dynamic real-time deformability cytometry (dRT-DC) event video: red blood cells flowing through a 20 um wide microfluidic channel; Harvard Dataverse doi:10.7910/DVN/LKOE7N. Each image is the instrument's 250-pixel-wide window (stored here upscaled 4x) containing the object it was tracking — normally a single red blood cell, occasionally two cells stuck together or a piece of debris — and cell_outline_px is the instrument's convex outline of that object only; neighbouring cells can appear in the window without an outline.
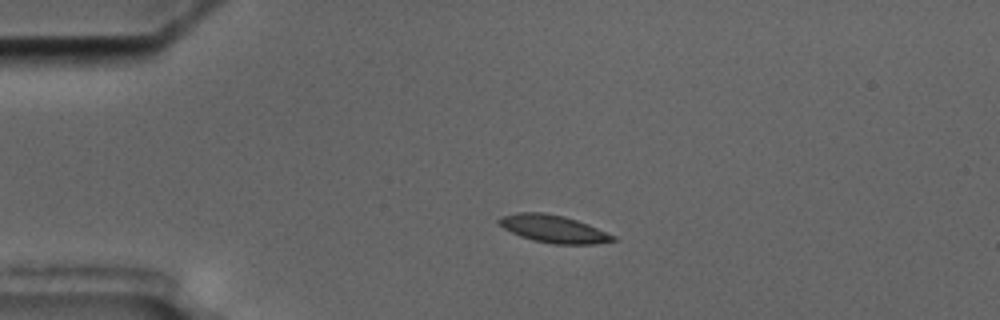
{"species": "common noctule bat (a hibernating species)", "species_latin": "Nyctalus noctula", "temperature_condition": "cold", "stored_images_in_passage": 4, "camera_frame_rate_fps": 3000, "um_per_image_px": 0.085, "animal": {"sex": "male", "body_mass_g": 17.5, "forearm_length_mm": 52.3}, "frame": {"image": 1, "passage_image": 3, "time_ms": 2.333, "image_size_px": [1000, 320], "cell_outline_px": [[616, 240], [596, 244], [556, 244], [532, 240], [520, 236], [496, 224], [496, 220], [500, 216], [520, 212], [544, 212], [564, 216], [588, 224], [616, 236]], "centroid_in_image_um": [47.02, 19.45], "position_along_channel_um": 38.0, "area_um2": 18.38}}
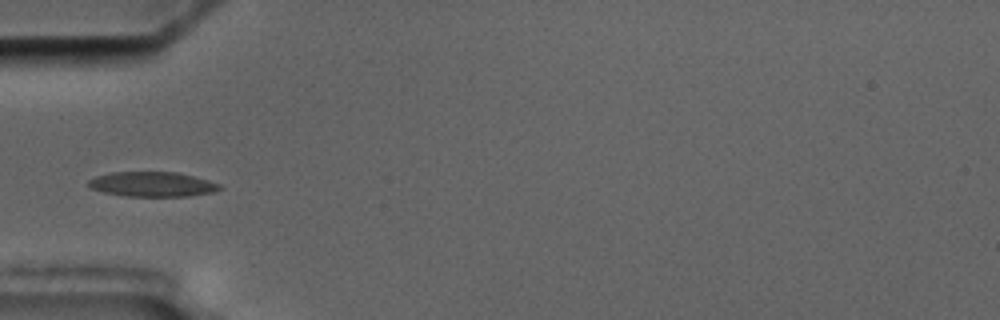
{"frame": {"image": 2, "passage_image": 4, "time_ms": 4.333, "image_size_px": [1000, 320], "cell_outline_px": [[224, 188], [216, 192], [192, 196], [128, 196], [104, 192], [92, 188], [88, 184], [88, 180], [96, 176], [108, 172], [176, 172], [208, 180], [220, 184]], "centroid_in_image_um": [13.0, 15.66], "position_along_channel_um": 72.0, "area_um2": 19.02}}